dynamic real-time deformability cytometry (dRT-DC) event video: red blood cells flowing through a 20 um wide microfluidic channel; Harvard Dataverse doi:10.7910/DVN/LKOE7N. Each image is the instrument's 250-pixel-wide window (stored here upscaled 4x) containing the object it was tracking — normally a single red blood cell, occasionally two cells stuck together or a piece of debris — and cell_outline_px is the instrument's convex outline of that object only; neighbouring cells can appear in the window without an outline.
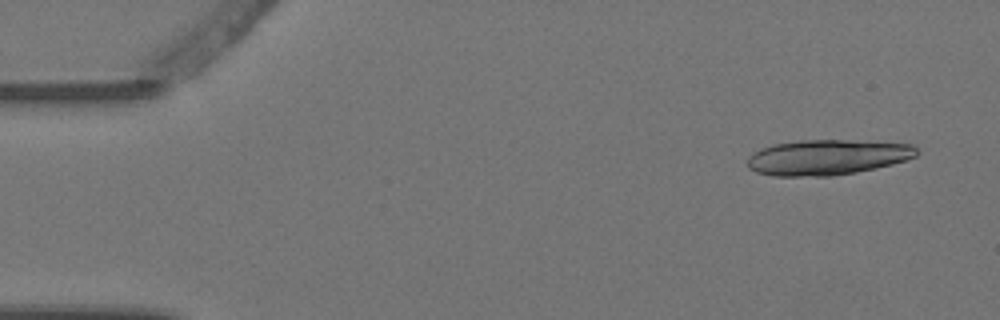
{"species": "Egyptian fruit bat (a non-hibernating species)", "species_latin": "Rousettus aegyptiacus", "temperature_condition": "warm", "stored_images_in_passage": 4, "camera_frame_rate_fps": 3000, "um_per_image_px": 0.085, "animal": {"sex": "female"}, "frame": {"image": 1, "passage_image": 1, "time_ms": 0.0, "image_size_px": [1000, 320], "cell_outline_px": [[920, 152], [916, 156], [892, 164], [876, 168], [856, 172], [832, 176], [772, 176], [756, 172], [748, 168], [748, 156], [760, 148], [772, 144], [800, 140], [848, 140], [912, 144]], "centroid_in_image_um": [70.29, 13.37], "position_along_channel_um": 14.7, "area_um2": 35.03}}